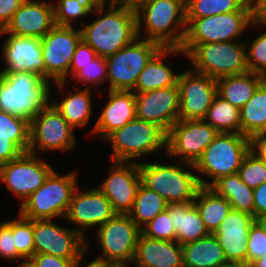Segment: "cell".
<instances>
[{
  "label": "cell",
  "mask_w": 266,
  "mask_h": 267,
  "mask_svg": "<svg viewBox=\"0 0 266 267\" xmlns=\"http://www.w3.org/2000/svg\"><path fill=\"white\" fill-rule=\"evenodd\" d=\"M95 10L100 18L80 28L82 40L97 54L107 58L131 44L137 34L135 6L126 0H116ZM105 11V12H104Z\"/></svg>",
  "instance_id": "1"
},
{
  "label": "cell",
  "mask_w": 266,
  "mask_h": 267,
  "mask_svg": "<svg viewBox=\"0 0 266 267\" xmlns=\"http://www.w3.org/2000/svg\"><path fill=\"white\" fill-rule=\"evenodd\" d=\"M137 34L162 47L181 48L186 34L185 0H141L135 5Z\"/></svg>",
  "instance_id": "2"
},
{
  "label": "cell",
  "mask_w": 266,
  "mask_h": 267,
  "mask_svg": "<svg viewBox=\"0 0 266 267\" xmlns=\"http://www.w3.org/2000/svg\"><path fill=\"white\" fill-rule=\"evenodd\" d=\"M50 86L32 72L0 73V111L30 123L50 103Z\"/></svg>",
  "instance_id": "3"
},
{
  "label": "cell",
  "mask_w": 266,
  "mask_h": 267,
  "mask_svg": "<svg viewBox=\"0 0 266 267\" xmlns=\"http://www.w3.org/2000/svg\"><path fill=\"white\" fill-rule=\"evenodd\" d=\"M185 167L194 170L191 171ZM138 168L141 183L160 195L167 204L193 202L201 187L192 163L138 162Z\"/></svg>",
  "instance_id": "4"
},
{
  "label": "cell",
  "mask_w": 266,
  "mask_h": 267,
  "mask_svg": "<svg viewBox=\"0 0 266 267\" xmlns=\"http://www.w3.org/2000/svg\"><path fill=\"white\" fill-rule=\"evenodd\" d=\"M246 41L212 42L205 44H182L181 50L192 64L195 72L213 79L249 72Z\"/></svg>",
  "instance_id": "5"
},
{
  "label": "cell",
  "mask_w": 266,
  "mask_h": 267,
  "mask_svg": "<svg viewBox=\"0 0 266 267\" xmlns=\"http://www.w3.org/2000/svg\"><path fill=\"white\" fill-rule=\"evenodd\" d=\"M249 152V137L237 133H218L194 164L200 186L210 187L220 177L238 173L243 158Z\"/></svg>",
  "instance_id": "6"
},
{
  "label": "cell",
  "mask_w": 266,
  "mask_h": 267,
  "mask_svg": "<svg viewBox=\"0 0 266 267\" xmlns=\"http://www.w3.org/2000/svg\"><path fill=\"white\" fill-rule=\"evenodd\" d=\"M77 171L64 176L53 170L44 184L29 197L19 208V214L30 220H53L65 218L77 182Z\"/></svg>",
  "instance_id": "7"
},
{
  "label": "cell",
  "mask_w": 266,
  "mask_h": 267,
  "mask_svg": "<svg viewBox=\"0 0 266 267\" xmlns=\"http://www.w3.org/2000/svg\"><path fill=\"white\" fill-rule=\"evenodd\" d=\"M166 139L167 133L157 124L136 118L114 130L104 141L112 146V161L139 162L143 155L161 149L165 152Z\"/></svg>",
  "instance_id": "8"
},
{
  "label": "cell",
  "mask_w": 266,
  "mask_h": 267,
  "mask_svg": "<svg viewBox=\"0 0 266 267\" xmlns=\"http://www.w3.org/2000/svg\"><path fill=\"white\" fill-rule=\"evenodd\" d=\"M82 40L78 26L55 25L41 38L45 80L54 81L64 95L69 68L76 46Z\"/></svg>",
  "instance_id": "9"
},
{
  "label": "cell",
  "mask_w": 266,
  "mask_h": 267,
  "mask_svg": "<svg viewBox=\"0 0 266 267\" xmlns=\"http://www.w3.org/2000/svg\"><path fill=\"white\" fill-rule=\"evenodd\" d=\"M161 48L162 46L154 41L138 37L131 44L107 57V79L110 83L108 90L132 91L139 74Z\"/></svg>",
  "instance_id": "10"
},
{
  "label": "cell",
  "mask_w": 266,
  "mask_h": 267,
  "mask_svg": "<svg viewBox=\"0 0 266 267\" xmlns=\"http://www.w3.org/2000/svg\"><path fill=\"white\" fill-rule=\"evenodd\" d=\"M95 231L102 250L97 258L112 262L118 267H128L133 262L141 229L128 214H116Z\"/></svg>",
  "instance_id": "11"
},
{
  "label": "cell",
  "mask_w": 266,
  "mask_h": 267,
  "mask_svg": "<svg viewBox=\"0 0 266 267\" xmlns=\"http://www.w3.org/2000/svg\"><path fill=\"white\" fill-rule=\"evenodd\" d=\"M252 22V11H234L203 18H186L183 44L239 41Z\"/></svg>",
  "instance_id": "12"
},
{
  "label": "cell",
  "mask_w": 266,
  "mask_h": 267,
  "mask_svg": "<svg viewBox=\"0 0 266 267\" xmlns=\"http://www.w3.org/2000/svg\"><path fill=\"white\" fill-rule=\"evenodd\" d=\"M74 128L49 103L30 122L29 153L46 150L73 151L77 143Z\"/></svg>",
  "instance_id": "13"
},
{
  "label": "cell",
  "mask_w": 266,
  "mask_h": 267,
  "mask_svg": "<svg viewBox=\"0 0 266 267\" xmlns=\"http://www.w3.org/2000/svg\"><path fill=\"white\" fill-rule=\"evenodd\" d=\"M218 133L204 119L178 120L167 132L166 154L195 164Z\"/></svg>",
  "instance_id": "14"
},
{
  "label": "cell",
  "mask_w": 266,
  "mask_h": 267,
  "mask_svg": "<svg viewBox=\"0 0 266 267\" xmlns=\"http://www.w3.org/2000/svg\"><path fill=\"white\" fill-rule=\"evenodd\" d=\"M34 254L78 259L89 249V241L75 228H65L53 220H33Z\"/></svg>",
  "instance_id": "15"
},
{
  "label": "cell",
  "mask_w": 266,
  "mask_h": 267,
  "mask_svg": "<svg viewBox=\"0 0 266 267\" xmlns=\"http://www.w3.org/2000/svg\"><path fill=\"white\" fill-rule=\"evenodd\" d=\"M53 170L38 155L27 152L0 167V181L5 183L7 191L20 198L22 205L31 193L44 184Z\"/></svg>",
  "instance_id": "16"
},
{
  "label": "cell",
  "mask_w": 266,
  "mask_h": 267,
  "mask_svg": "<svg viewBox=\"0 0 266 267\" xmlns=\"http://www.w3.org/2000/svg\"><path fill=\"white\" fill-rule=\"evenodd\" d=\"M179 120L204 119L217 95L216 80L192 69L179 73Z\"/></svg>",
  "instance_id": "17"
},
{
  "label": "cell",
  "mask_w": 266,
  "mask_h": 267,
  "mask_svg": "<svg viewBox=\"0 0 266 267\" xmlns=\"http://www.w3.org/2000/svg\"><path fill=\"white\" fill-rule=\"evenodd\" d=\"M110 174L97 188L117 214H128L133 207L141 177L138 162L112 161Z\"/></svg>",
  "instance_id": "18"
},
{
  "label": "cell",
  "mask_w": 266,
  "mask_h": 267,
  "mask_svg": "<svg viewBox=\"0 0 266 267\" xmlns=\"http://www.w3.org/2000/svg\"><path fill=\"white\" fill-rule=\"evenodd\" d=\"M116 214L109 200L97 187L82 192L77 186L65 219L77 225L75 229L86 238L85 232L88 228L95 226L97 229Z\"/></svg>",
  "instance_id": "19"
},
{
  "label": "cell",
  "mask_w": 266,
  "mask_h": 267,
  "mask_svg": "<svg viewBox=\"0 0 266 267\" xmlns=\"http://www.w3.org/2000/svg\"><path fill=\"white\" fill-rule=\"evenodd\" d=\"M178 85L135 93L136 118L157 124L166 133L179 120Z\"/></svg>",
  "instance_id": "20"
},
{
  "label": "cell",
  "mask_w": 266,
  "mask_h": 267,
  "mask_svg": "<svg viewBox=\"0 0 266 267\" xmlns=\"http://www.w3.org/2000/svg\"><path fill=\"white\" fill-rule=\"evenodd\" d=\"M7 35L2 44V58L5 67L0 73L32 72L45 79L41 39L37 37Z\"/></svg>",
  "instance_id": "21"
},
{
  "label": "cell",
  "mask_w": 266,
  "mask_h": 267,
  "mask_svg": "<svg viewBox=\"0 0 266 267\" xmlns=\"http://www.w3.org/2000/svg\"><path fill=\"white\" fill-rule=\"evenodd\" d=\"M54 8L50 2L26 0L0 34L44 37L54 26Z\"/></svg>",
  "instance_id": "22"
},
{
  "label": "cell",
  "mask_w": 266,
  "mask_h": 267,
  "mask_svg": "<svg viewBox=\"0 0 266 267\" xmlns=\"http://www.w3.org/2000/svg\"><path fill=\"white\" fill-rule=\"evenodd\" d=\"M255 220L247 212L232 209L214 231L228 262L247 264V239Z\"/></svg>",
  "instance_id": "23"
},
{
  "label": "cell",
  "mask_w": 266,
  "mask_h": 267,
  "mask_svg": "<svg viewBox=\"0 0 266 267\" xmlns=\"http://www.w3.org/2000/svg\"><path fill=\"white\" fill-rule=\"evenodd\" d=\"M108 100L103 107L92 133L104 140L114 130L122 128L136 119L135 93L125 90H109Z\"/></svg>",
  "instance_id": "24"
},
{
  "label": "cell",
  "mask_w": 266,
  "mask_h": 267,
  "mask_svg": "<svg viewBox=\"0 0 266 267\" xmlns=\"http://www.w3.org/2000/svg\"><path fill=\"white\" fill-rule=\"evenodd\" d=\"M132 263L136 267H184L182 245L140 233Z\"/></svg>",
  "instance_id": "25"
},
{
  "label": "cell",
  "mask_w": 266,
  "mask_h": 267,
  "mask_svg": "<svg viewBox=\"0 0 266 267\" xmlns=\"http://www.w3.org/2000/svg\"><path fill=\"white\" fill-rule=\"evenodd\" d=\"M185 53L180 48L162 47L147 63L146 67L139 74L134 93H144L159 88H166L177 85L179 74L173 72L171 65L163 61L167 56Z\"/></svg>",
  "instance_id": "26"
},
{
  "label": "cell",
  "mask_w": 266,
  "mask_h": 267,
  "mask_svg": "<svg viewBox=\"0 0 266 267\" xmlns=\"http://www.w3.org/2000/svg\"><path fill=\"white\" fill-rule=\"evenodd\" d=\"M166 210L176 232L175 241L180 245L197 241L210 234L193 202L170 203Z\"/></svg>",
  "instance_id": "27"
},
{
  "label": "cell",
  "mask_w": 266,
  "mask_h": 267,
  "mask_svg": "<svg viewBox=\"0 0 266 267\" xmlns=\"http://www.w3.org/2000/svg\"><path fill=\"white\" fill-rule=\"evenodd\" d=\"M182 249L184 267H219L228 262L213 233L182 245Z\"/></svg>",
  "instance_id": "28"
},
{
  "label": "cell",
  "mask_w": 266,
  "mask_h": 267,
  "mask_svg": "<svg viewBox=\"0 0 266 267\" xmlns=\"http://www.w3.org/2000/svg\"><path fill=\"white\" fill-rule=\"evenodd\" d=\"M90 86L83 89L76 87V92L67 93L60 102L53 99L50 103L63 116L67 123L74 129L86 126L91 119L92 112V97ZM91 91V92H90Z\"/></svg>",
  "instance_id": "29"
},
{
  "label": "cell",
  "mask_w": 266,
  "mask_h": 267,
  "mask_svg": "<svg viewBox=\"0 0 266 267\" xmlns=\"http://www.w3.org/2000/svg\"><path fill=\"white\" fill-rule=\"evenodd\" d=\"M217 94L232 105L242 108L261 84L260 74L247 72L216 79Z\"/></svg>",
  "instance_id": "30"
},
{
  "label": "cell",
  "mask_w": 266,
  "mask_h": 267,
  "mask_svg": "<svg viewBox=\"0 0 266 267\" xmlns=\"http://www.w3.org/2000/svg\"><path fill=\"white\" fill-rule=\"evenodd\" d=\"M210 188L226 198L233 210L247 212L254 216L253 189L242 182L238 173L220 177Z\"/></svg>",
  "instance_id": "31"
},
{
  "label": "cell",
  "mask_w": 266,
  "mask_h": 267,
  "mask_svg": "<svg viewBox=\"0 0 266 267\" xmlns=\"http://www.w3.org/2000/svg\"><path fill=\"white\" fill-rule=\"evenodd\" d=\"M193 203L199 210L201 219L210 233H214L232 210L226 198L218 195L210 187L201 186Z\"/></svg>",
  "instance_id": "32"
},
{
  "label": "cell",
  "mask_w": 266,
  "mask_h": 267,
  "mask_svg": "<svg viewBox=\"0 0 266 267\" xmlns=\"http://www.w3.org/2000/svg\"><path fill=\"white\" fill-rule=\"evenodd\" d=\"M241 134L250 137L266 132V88L260 84L249 101L240 108Z\"/></svg>",
  "instance_id": "33"
},
{
  "label": "cell",
  "mask_w": 266,
  "mask_h": 267,
  "mask_svg": "<svg viewBox=\"0 0 266 267\" xmlns=\"http://www.w3.org/2000/svg\"><path fill=\"white\" fill-rule=\"evenodd\" d=\"M240 108L232 105L218 94L204 118L219 133L241 134Z\"/></svg>",
  "instance_id": "34"
},
{
  "label": "cell",
  "mask_w": 266,
  "mask_h": 267,
  "mask_svg": "<svg viewBox=\"0 0 266 267\" xmlns=\"http://www.w3.org/2000/svg\"><path fill=\"white\" fill-rule=\"evenodd\" d=\"M167 202L155 191L140 184L132 210L128 213L131 220L141 229L149 221L167 208Z\"/></svg>",
  "instance_id": "35"
},
{
  "label": "cell",
  "mask_w": 266,
  "mask_h": 267,
  "mask_svg": "<svg viewBox=\"0 0 266 267\" xmlns=\"http://www.w3.org/2000/svg\"><path fill=\"white\" fill-rule=\"evenodd\" d=\"M186 18H203L234 11H252L250 0H185Z\"/></svg>",
  "instance_id": "36"
},
{
  "label": "cell",
  "mask_w": 266,
  "mask_h": 267,
  "mask_svg": "<svg viewBox=\"0 0 266 267\" xmlns=\"http://www.w3.org/2000/svg\"><path fill=\"white\" fill-rule=\"evenodd\" d=\"M0 137H10L23 153H27L30 146V123L0 111Z\"/></svg>",
  "instance_id": "37"
},
{
  "label": "cell",
  "mask_w": 266,
  "mask_h": 267,
  "mask_svg": "<svg viewBox=\"0 0 266 267\" xmlns=\"http://www.w3.org/2000/svg\"><path fill=\"white\" fill-rule=\"evenodd\" d=\"M98 6L91 0H57L53 4L54 20L57 25L75 26L72 21L86 18ZM85 16V17H84Z\"/></svg>",
  "instance_id": "38"
},
{
  "label": "cell",
  "mask_w": 266,
  "mask_h": 267,
  "mask_svg": "<svg viewBox=\"0 0 266 267\" xmlns=\"http://www.w3.org/2000/svg\"><path fill=\"white\" fill-rule=\"evenodd\" d=\"M18 217L13 220V238L17 252L28 261L34 255L33 220Z\"/></svg>",
  "instance_id": "39"
},
{
  "label": "cell",
  "mask_w": 266,
  "mask_h": 267,
  "mask_svg": "<svg viewBox=\"0 0 266 267\" xmlns=\"http://www.w3.org/2000/svg\"><path fill=\"white\" fill-rule=\"evenodd\" d=\"M238 174L242 182L255 189L266 182V162L249 151L243 158Z\"/></svg>",
  "instance_id": "40"
},
{
  "label": "cell",
  "mask_w": 266,
  "mask_h": 267,
  "mask_svg": "<svg viewBox=\"0 0 266 267\" xmlns=\"http://www.w3.org/2000/svg\"><path fill=\"white\" fill-rule=\"evenodd\" d=\"M71 79H78L77 83H83L84 85L88 83L93 84L91 87L95 85V92L99 93L101 88L99 87L107 79V62L106 58L101 56H97L87 65H83L81 69H79ZM98 86V87H97Z\"/></svg>",
  "instance_id": "41"
},
{
  "label": "cell",
  "mask_w": 266,
  "mask_h": 267,
  "mask_svg": "<svg viewBox=\"0 0 266 267\" xmlns=\"http://www.w3.org/2000/svg\"><path fill=\"white\" fill-rule=\"evenodd\" d=\"M141 233L157 240L175 241L176 232L167 210L159 213L141 228Z\"/></svg>",
  "instance_id": "42"
},
{
  "label": "cell",
  "mask_w": 266,
  "mask_h": 267,
  "mask_svg": "<svg viewBox=\"0 0 266 267\" xmlns=\"http://www.w3.org/2000/svg\"><path fill=\"white\" fill-rule=\"evenodd\" d=\"M246 49L249 72L260 74L266 69V32L261 33Z\"/></svg>",
  "instance_id": "43"
},
{
  "label": "cell",
  "mask_w": 266,
  "mask_h": 267,
  "mask_svg": "<svg viewBox=\"0 0 266 267\" xmlns=\"http://www.w3.org/2000/svg\"><path fill=\"white\" fill-rule=\"evenodd\" d=\"M266 255V232L255 220L249 231L247 239V264Z\"/></svg>",
  "instance_id": "44"
},
{
  "label": "cell",
  "mask_w": 266,
  "mask_h": 267,
  "mask_svg": "<svg viewBox=\"0 0 266 267\" xmlns=\"http://www.w3.org/2000/svg\"><path fill=\"white\" fill-rule=\"evenodd\" d=\"M0 256L10 261L26 260L17 252L13 238V219L0 223Z\"/></svg>",
  "instance_id": "45"
},
{
  "label": "cell",
  "mask_w": 266,
  "mask_h": 267,
  "mask_svg": "<svg viewBox=\"0 0 266 267\" xmlns=\"http://www.w3.org/2000/svg\"><path fill=\"white\" fill-rule=\"evenodd\" d=\"M97 57L96 52L83 40L76 46L75 53L69 68V77L71 78L83 65H87Z\"/></svg>",
  "instance_id": "46"
},
{
  "label": "cell",
  "mask_w": 266,
  "mask_h": 267,
  "mask_svg": "<svg viewBox=\"0 0 266 267\" xmlns=\"http://www.w3.org/2000/svg\"><path fill=\"white\" fill-rule=\"evenodd\" d=\"M77 259H63L54 255L34 254L28 262L34 267H73Z\"/></svg>",
  "instance_id": "47"
},
{
  "label": "cell",
  "mask_w": 266,
  "mask_h": 267,
  "mask_svg": "<svg viewBox=\"0 0 266 267\" xmlns=\"http://www.w3.org/2000/svg\"><path fill=\"white\" fill-rule=\"evenodd\" d=\"M22 154L23 152L10 140V137H0V167Z\"/></svg>",
  "instance_id": "48"
},
{
  "label": "cell",
  "mask_w": 266,
  "mask_h": 267,
  "mask_svg": "<svg viewBox=\"0 0 266 267\" xmlns=\"http://www.w3.org/2000/svg\"><path fill=\"white\" fill-rule=\"evenodd\" d=\"M25 1L26 0H0V31L6 27L14 13Z\"/></svg>",
  "instance_id": "49"
},
{
  "label": "cell",
  "mask_w": 266,
  "mask_h": 267,
  "mask_svg": "<svg viewBox=\"0 0 266 267\" xmlns=\"http://www.w3.org/2000/svg\"><path fill=\"white\" fill-rule=\"evenodd\" d=\"M249 151L266 162V132L256 133L249 137Z\"/></svg>",
  "instance_id": "50"
},
{
  "label": "cell",
  "mask_w": 266,
  "mask_h": 267,
  "mask_svg": "<svg viewBox=\"0 0 266 267\" xmlns=\"http://www.w3.org/2000/svg\"><path fill=\"white\" fill-rule=\"evenodd\" d=\"M254 197V218L266 214V182L253 189Z\"/></svg>",
  "instance_id": "51"
},
{
  "label": "cell",
  "mask_w": 266,
  "mask_h": 267,
  "mask_svg": "<svg viewBox=\"0 0 266 267\" xmlns=\"http://www.w3.org/2000/svg\"><path fill=\"white\" fill-rule=\"evenodd\" d=\"M252 4L251 26H266V0H250Z\"/></svg>",
  "instance_id": "52"
},
{
  "label": "cell",
  "mask_w": 266,
  "mask_h": 267,
  "mask_svg": "<svg viewBox=\"0 0 266 267\" xmlns=\"http://www.w3.org/2000/svg\"><path fill=\"white\" fill-rule=\"evenodd\" d=\"M86 253L87 250L74 262L73 267H118L116 264L112 262L97 257L88 262V264L83 265L82 260L84 261Z\"/></svg>",
  "instance_id": "53"
},
{
  "label": "cell",
  "mask_w": 266,
  "mask_h": 267,
  "mask_svg": "<svg viewBox=\"0 0 266 267\" xmlns=\"http://www.w3.org/2000/svg\"><path fill=\"white\" fill-rule=\"evenodd\" d=\"M249 267H266V255L258 260H254Z\"/></svg>",
  "instance_id": "54"
},
{
  "label": "cell",
  "mask_w": 266,
  "mask_h": 267,
  "mask_svg": "<svg viewBox=\"0 0 266 267\" xmlns=\"http://www.w3.org/2000/svg\"><path fill=\"white\" fill-rule=\"evenodd\" d=\"M219 267H249V265L239 262H227Z\"/></svg>",
  "instance_id": "55"
},
{
  "label": "cell",
  "mask_w": 266,
  "mask_h": 267,
  "mask_svg": "<svg viewBox=\"0 0 266 267\" xmlns=\"http://www.w3.org/2000/svg\"><path fill=\"white\" fill-rule=\"evenodd\" d=\"M93 1L98 7L99 6H106L114 3L116 0H91Z\"/></svg>",
  "instance_id": "56"
},
{
  "label": "cell",
  "mask_w": 266,
  "mask_h": 267,
  "mask_svg": "<svg viewBox=\"0 0 266 267\" xmlns=\"http://www.w3.org/2000/svg\"><path fill=\"white\" fill-rule=\"evenodd\" d=\"M256 221L260 224V226L266 232V214L256 218Z\"/></svg>",
  "instance_id": "57"
},
{
  "label": "cell",
  "mask_w": 266,
  "mask_h": 267,
  "mask_svg": "<svg viewBox=\"0 0 266 267\" xmlns=\"http://www.w3.org/2000/svg\"><path fill=\"white\" fill-rule=\"evenodd\" d=\"M261 84L266 88V69L260 73Z\"/></svg>",
  "instance_id": "58"
},
{
  "label": "cell",
  "mask_w": 266,
  "mask_h": 267,
  "mask_svg": "<svg viewBox=\"0 0 266 267\" xmlns=\"http://www.w3.org/2000/svg\"><path fill=\"white\" fill-rule=\"evenodd\" d=\"M17 267H34L28 261L17 264Z\"/></svg>",
  "instance_id": "59"
},
{
  "label": "cell",
  "mask_w": 266,
  "mask_h": 267,
  "mask_svg": "<svg viewBox=\"0 0 266 267\" xmlns=\"http://www.w3.org/2000/svg\"><path fill=\"white\" fill-rule=\"evenodd\" d=\"M126 1H128V2L132 3L133 5H135L138 1H141V0H126Z\"/></svg>",
  "instance_id": "60"
}]
</instances>
